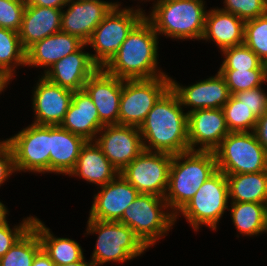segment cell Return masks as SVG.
<instances>
[{"label": "cell", "mask_w": 267, "mask_h": 266, "mask_svg": "<svg viewBox=\"0 0 267 266\" xmlns=\"http://www.w3.org/2000/svg\"><path fill=\"white\" fill-rule=\"evenodd\" d=\"M231 218L240 234L253 236L267 232V204L231 202Z\"/></svg>", "instance_id": "cell-29"}, {"label": "cell", "mask_w": 267, "mask_h": 266, "mask_svg": "<svg viewBox=\"0 0 267 266\" xmlns=\"http://www.w3.org/2000/svg\"><path fill=\"white\" fill-rule=\"evenodd\" d=\"M7 212H8L7 208L0 201V225L7 222L6 220V215L8 214Z\"/></svg>", "instance_id": "cell-46"}, {"label": "cell", "mask_w": 267, "mask_h": 266, "mask_svg": "<svg viewBox=\"0 0 267 266\" xmlns=\"http://www.w3.org/2000/svg\"><path fill=\"white\" fill-rule=\"evenodd\" d=\"M253 132L267 154V111L257 119V123Z\"/></svg>", "instance_id": "cell-41"}, {"label": "cell", "mask_w": 267, "mask_h": 266, "mask_svg": "<svg viewBox=\"0 0 267 266\" xmlns=\"http://www.w3.org/2000/svg\"><path fill=\"white\" fill-rule=\"evenodd\" d=\"M187 123L188 113L183 112L178 95L170 87L139 127L144 150L172 155L189 151Z\"/></svg>", "instance_id": "cell-1"}, {"label": "cell", "mask_w": 267, "mask_h": 266, "mask_svg": "<svg viewBox=\"0 0 267 266\" xmlns=\"http://www.w3.org/2000/svg\"><path fill=\"white\" fill-rule=\"evenodd\" d=\"M33 94L34 124L60 125L72 101L74 91L54 84L42 76Z\"/></svg>", "instance_id": "cell-17"}, {"label": "cell", "mask_w": 267, "mask_h": 266, "mask_svg": "<svg viewBox=\"0 0 267 266\" xmlns=\"http://www.w3.org/2000/svg\"><path fill=\"white\" fill-rule=\"evenodd\" d=\"M98 135L99 138H95L94 141L119 172L144 151L139 127L105 125Z\"/></svg>", "instance_id": "cell-13"}, {"label": "cell", "mask_w": 267, "mask_h": 266, "mask_svg": "<svg viewBox=\"0 0 267 266\" xmlns=\"http://www.w3.org/2000/svg\"><path fill=\"white\" fill-rule=\"evenodd\" d=\"M87 233H98L92 261L96 266L113 261L126 262L143 254L148 247L127 225L88 218Z\"/></svg>", "instance_id": "cell-5"}, {"label": "cell", "mask_w": 267, "mask_h": 266, "mask_svg": "<svg viewBox=\"0 0 267 266\" xmlns=\"http://www.w3.org/2000/svg\"><path fill=\"white\" fill-rule=\"evenodd\" d=\"M32 228L40 238L42 249L56 266L73 263L85 258L81 246L76 241L64 237H54L50 233V229L36 217L33 220Z\"/></svg>", "instance_id": "cell-27"}, {"label": "cell", "mask_w": 267, "mask_h": 266, "mask_svg": "<svg viewBox=\"0 0 267 266\" xmlns=\"http://www.w3.org/2000/svg\"><path fill=\"white\" fill-rule=\"evenodd\" d=\"M84 90L92 98L105 125L119 124V104L122 93V79L108 74L99 68L84 85Z\"/></svg>", "instance_id": "cell-18"}, {"label": "cell", "mask_w": 267, "mask_h": 266, "mask_svg": "<svg viewBox=\"0 0 267 266\" xmlns=\"http://www.w3.org/2000/svg\"><path fill=\"white\" fill-rule=\"evenodd\" d=\"M140 193L121 175L101 186L94 196L90 219L119 222L124 210Z\"/></svg>", "instance_id": "cell-16"}, {"label": "cell", "mask_w": 267, "mask_h": 266, "mask_svg": "<svg viewBox=\"0 0 267 266\" xmlns=\"http://www.w3.org/2000/svg\"><path fill=\"white\" fill-rule=\"evenodd\" d=\"M25 6V0H0V27L18 32Z\"/></svg>", "instance_id": "cell-37"}, {"label": "cell", "mask_w": 267, "mask_h": 266, "mask_svg": "<svg viewBox=\"0 0 267 266\" xmlns=\"http://www.w3.org/2000/svg\"><path fill=\"white\" fill-rule=\"evenodd\" d=\"M204 5L203 0H157L145 18L158 35L201 40L207 15Z\"/></svg>", "instance_id": "cell-4"}, {"label": "cell", "mask_w": 267, "mask_h": 266, "mask_svg": "<svg viewBox=\"0 0 267 266\" xmlns=\"http://www.w3.org/2000/svg\"><path fill=\"white\" fill-rule=\"evenodd\" d=\"M32 266H56L50 257L41 249L33 259Z\"/></svg>", "instance_id": "cell-43"}, {"label": "cell", "mask_w": 267, "mask_h": 266, "mask_svg": "<svg viewBox=\"0 0 267 266\" xmlns=\"http://www.w3.org/2000/svg\"><path fill=\"white\" fill-rule=\"evenodd\" d=\"M232 202L267 204V171L226 175Z\"/></svg>", "instance_id": "cell-28"}, {"label": "cell", "mask_w": 267, "mask_h": 266, "mask_svg": "<svg viewBox=\"0 0 267 266\" xmlns=\"http://www.w3.org/2000/svg\"><path fill=\"white\" fill-rule=\"evenodd\" d=\"M244 44L267 64V13L245 21Z\"/></svg>", "instance_id": "cell-35"}, {"label": "cell", "mask_w": 267, "mask_h": 266, "mask_svg": "<svg viewBox=\"0 0 267 266\" xmlns=\"http://www.w3.org/2000/svg\"><path fill=\"white\" fill-rule=\"evenodd\" d=\"M168 208L163 197L140 193L124 210L119 222L131 228L149 248L175 224V215L163 211V209L168 211Z\"/></svg>", "instance_id": "cell-6"}, {"label": "cell", "mask_w": 267, "mask_h": 266, "mask_svg": "<svg viewBox=\"0 0 267 266\" xmlns=\"http://www.w3.org/2000/svg\"><path fill=\"white\" fill-rule=\"evenodd\" d=\"M60 266H96L95 263L91 260L90 262H85V259L83 258L80 261H76L69 264H63Z\"/></svg>", "instance_id": "cell-45"}, {"label": "cell", "mask_w": 267, "mask_h": 266, "mask_svg": "<svg viewBox=\"0 0 267 266\" xmlns=\"http://www.w3.org/2000/svg\"><path fill=\"white\" fill-rule=\"evenodd\" d=\"M20 65L26 66V52L18 32L0 27V70L13 78V71Z\"/></svg>", "instance_id": "cell-31"}, {"label": "cell", "mask_w": 267, "mask_h": 266, "mask_svg": "<svg viewBox=\"0 0 267 266\" xmlns=\"http://www.w3.org/2000/svg\"><path fill=\"white\" fill-rule=\"evenodd\" d=\"M42 249L37 232L31 227L1 258L0 266H32Z\"/></svg>", "instance_id": "cell-30"}, {"label": "cell", "mask_w": 267, "mask_h": 266, "mask_svg": "<svg viewBox=\"0 0 267 266\" xmlns=\"http://www.w3.org/2000/svg\"><path fill=\"white\" fill-rule=\"evenodd\" d=\"M225 56L219 69H267L266 64L244 43L222 50Z\"/></svg>", "instance_id": "cell-34"}, {"label": "cell", "mask_w": 267, "mask_h": 266, "mask_svg": "<svg viewBox=\"0 0 267 266\" xmlns=\"http://www.w3.org/2000/svg\"><path fill=\"white\" fill-rule=\"evenodd\" d=\"M225 7L219 8L247 21L267 13V0H224Z\"/></svg>", "instance_id": "cell-36"}, {"label": "cell", "mask_w": 267, "mask_h": 266, "mask_svg": "<svg viewBox=\"0 0 267 266\" xmlns=\"http://www.w3.org/2000/svg\"><path fill=\"white\" fill-rule=\"evenodd\" d=\"M170 81L168 76L122 79L119 124L140 127L157 100L170 88Z\"/></svg>", "instance_id": "cell-10"}, {"label": "cell", "mask_w": 267, "mask_h": 266, "mask_svg": "<svg viewBox=\"0 0 267 266\" xmlns=\"http://www.w3.org/2000/svg\"><path fill=\"white\" fill-rule=\"evenodd\" d=\"M35 217H27L19 226L10 228L8 221L0 225V258L32 227Z\"/></svg>", "instance_id": "cell-38"}, {"label": "cell", "mask_w": 267, "mask_h": 266, "mask_svg": "<svg viewBox=\"0 0 267 266\" xmlns=\"http://www.w3.org/2000/svg\"><path fill=\"white\" fill-rule=\"evenodd\" d=\"M84 43L77 51L68 54L48 69L43 76L50 82L72 91L84 89V85L99 67L92 60L90 53L82 52Z\"/></svg>", "instance_id": "cell-19"}, {"label": "cell", "mask_w": 267, "mask_h": 266, "mask_svg": "<svg viewBox=\"0 0 267 266\" xmlns=\"http://www.w3.org/2000/svg\"><path fill=\"white\" fill-rule=\"evenodd\" d=\"M140 9L114 7L93 31L86 45L95 50L90 55L99 68L111 61L131 30L145 17Z\"/></svg>", "instance_id": "cell-8"}, {"label": "cell", "mask_w": 267, "mask_h": 266, "mask_svg": "<svg viewBox=\"0 0 267 266\" xmlns=\"http://www.w3.org/2000/svg\"><path fill=\"white\" fill-rule=\"evenodd\" d=\"M13 172H16L13 151L10 144L3 140L0 143V186Z\"/></svg>", "instance_id": "cell-40"}, {"label": "cell", "mask_w": 267, "mask_h": 266, "mask_svg": "<svg viewBox=\"0 0 267 266\" xmlns=\"http://www.w3.org/2000/svg\"><path fill=\"white\" fill-rule=\"evenodd\" d=\"M216 171V156L212 151L189 150L173 155L164 197L173 210L170 211L176 215Z\"/></svg>", "instance_id": "cell-3"}, {"label": "cell", "mask_w": 267, "mask_h": 266, "mask_svg": "<svg viewBox=\"0 0 267 266\" xmlns=\"http://www.w3.org/2000/svg\"><path fill=\"white\" fill-rule=\"evenodd\" d=\"M61 9L27 5L18 31L26 51L34 43L61 31Z\"/></svg>", "instance_id": "cell-22"}, {"label": "cell", "mask_w": 267, "mask_h": 266, "mask_svg": "<svg viewBox=\"0 0 267 266\" xmlns=\"http://www.w3.org/2000/svg\"><path fill=\"white\" fill-rule=\"evenodd\" d=\"M244 23L238 16L223 10L207 12L202 40H213L220 50L244 43Z\"/></svg>", "instance_id": "cell-25"}, {"label": "cell", "mask_w": 267, "mask_h": 266, "mask_svg": "<svg viewBox=\"0 0 267 266\" xmlns=\"http://www.w3.org/2000/svg\"><path fill=\"white\" fill-rule=\"evenodd\" d=\"M228 200L229 192L226 175L217 170L175 215V221L181 212L195 231L202 224L216 230L220 218L225 210L229 209L227 206Z\"/></svg>", "instance_id": "cell-9"}, {"label": "cell", "mask_w": 267, "mask_h": 266, "mask_svg": "<svg viewBox=\"0 0 267 266\" xmlns=\"http://www.w3.org/2000/svg\"><path fill=\"white\" fill-rule=\"evenodd\" d=\"M187 128L191 151L214 152L230 133L222 108H205L189 112ZM199 144L200 147L195 149Z\"/></svg>", "instance_id": "cell-15"}, {"label": "cell", "mask_w": 267, "mask_h": 266, "mask_svg": "<svg viewBox=\"0 0 267 266\" xmlns=\"http://www.w3.org/2000/svg\"><path fill=\"white\" fill-rule=\"evenodd\" d=\"M119 174L118 169L110 163L96 142L86 141L81 148L75 168L69 173V176H79L101 187Z\"/></svg>", "instance_id": "cell-26"}, {"label": "cell", "mask_w": 267, "mask_h": 266, "mask_svg": "<svg viewBox=\"0 0 267 266\" xmlns=\"http://www.w3.org/2000/svg\"><path fill=\"white\" fill-rule=\"evenodd\" d=\"M12 78L3 70H0V92L4 91ZM1 94V93H0Z\"/></svg>", "instance_id": "cell-44"}, {"label": "cell", "mask_w": 267, "mask_h": 266, "mask_svg": "<svg viewBox=\"0 0 267 266\" xmlns=\"http://www.w3.org/2000/svg\"><path fill=\"white\" fill-rule=\"evenodd\" d=\"M233 96L250 109L257 119L267 111V94L261 86L236 92Z\"/></svg>", "instance_id": "cell-39"}, {"label": "cell", "mask_w": 267, "mask_h": 266, "mask_svg": "<svg viewBox=\"0 0 267 266\" xmlns=\"http://www.w3.org/2000/svg\"><path fill=\"white\" fill-rule=\"evenodd\" d=\"M158 34L144 17L129 33L117 54L103 68L123 80L153 79L168 76L157 71Z\"/></svg>", "instance_id": "cell-2"}, {"label": "cell", "mask_w": 267, "mask_h": 266, "mask_svg": "<svg viewBox=\"0 0 267 266\" xmlns=\"http://www.w3.org/2000/svg\"><path fill=\"white\" fill-rule=\"evenodd\" d=\"M68 4L67 11L62 10L61 31L77 36L84 43L108 13L114 7H120L118 2L101 0H68Z\"/></svg>", "instance_id": "cell-14"}, {"label": "cell", "mask_w": 267, "mask_h": 266, "mask_svg": "<svg viewBox=\"0 0 267 266\" xmlns=\"http://www.w3.org/2000/svg\"><path fill=\"white\" fill-rule=\"evenodd\" d=\"M86 140L60 125L50 126L49 172L69 173L75 168Z\"/></svg>", "instance_id": "cell-24"}, {"label": "cell", "mask_w": 267, "mask_h": 266, "mask_svg": "<svg viewBox=\"0 0 267 266\" xmlns=\"http://www.w3.org/2000/svg\"><path fill=\"white\" fill-rule=\"evenodd\" d=\"M68 0H25L27 5L52 7L56 9H63L67 6Z\"/></svg>", "instance_id": "cell-42"}, {"label": "cell", "mask_w": 267, "mask_h": 266, "mask_svg": "<svg viewBox=\"0 0 267 266\" xmlns=\"http://www.w3.org/2000/svg\"><path fill=\"white\" fill-rule=\"evenodd\" d=\"M170 87L178 95L182 106L191 107L187 113L197 109L222 108L230 97L228 86L219 71L217 75L187 87L171 79Z\"/></svg>", "instance_id": "cell-20"}, {"label": "cell", "mask_w": 267, "mask_h": 266, "mask_svg": "<svg viewBox=\"0 0 267 266\" xmlns=\"http://www.w3.org/2000/svg\"><path fill=\"white\" fill-rule=\"evenodd\" d=\"M222 110L230 132L254 131L257 118L250 109L233 95H230Z\"/></svg>", "instance_id": "cell-32"}, {"label": "cell", "mask_w": 267, "mask_h": 266, "mask_svg": "<svg viewBox=\"0 0 267 266\" xmlns=\"http://www.w3.org/2000/svg\"><path fill=\"white\" fill-rule=\"evenodd\" d=\"M173 155L144 150L120 174L139 192L165 197Z\"/></svg>", "instance_id": "cell-11"}, {"label": "cell", "mask_w": 267, "mask_h": 266, "mask_svg": "<svg viewBox=\"0 0 267 266\" xmlns=\"http://www.w3.org/2000/svg\"><path fill=\"white\" fill-rule=\"evenodd\" d=\"M225 175L267 171V154L253 131L230 132L214 151Z\"/></svg>", "instance_id": "cell-7"}, {"label": "cell", "mask_w": 267, "mask_h": 266, "mask_svg": "<svg viewBox=\"0 0 267 266\" xmlns=\"http://www.w3.org/2000/svg\"><path fill=\"white\" fill-rule=\"evenodd\" d=\"M6 141L12 148L17 172L49 173L50 126L33 123Z\"/></svg>", "instance_id": "cell-12"}, {"label": "cell", "mask_w": 267, "mask_h": 266, "mask_svg": "<svg viewBox=\"0 0 267 266\" xmlns=\"http://www.w3.org/2000/svg\"><path fill=\"white\" fill-rule=\"evenodd\" d=\"M62 128L83 137L86 141H94L98 132L104 127L89 94L83 89L74 91L72 101L60 124Z\"/></svg>", "instance_id": "cell-21"}, {"label": "cell", "mask_w": 267, "mask_h": 266, "mask_svg": "<svg viewBox=\"0 0 267 266\" xmlns=\"http://www.w3.org/2000/svg\"><path fill=\"white\" fill-rule=\"evenodd\" d=\"M84 44L77 36L59 31L34 43L26 52V66L49 68Z\"/></svg>", "instance_id": "cell-23"}, {"label": "cell", "mask_w": 267, "mask_h": 266, "mask_svg": "<svg viewBox=\"0 0 267 266\" xmlns=\"http://www.w3.org/2000/svg\"><path fill=\"white\" fill-rule=\"evenodd\" d=\"M219 73L224 77L230 95L260 87L263 82H267V69H219Z\"/></svg>", "instance_id": "cell-33"}]
</instances>
